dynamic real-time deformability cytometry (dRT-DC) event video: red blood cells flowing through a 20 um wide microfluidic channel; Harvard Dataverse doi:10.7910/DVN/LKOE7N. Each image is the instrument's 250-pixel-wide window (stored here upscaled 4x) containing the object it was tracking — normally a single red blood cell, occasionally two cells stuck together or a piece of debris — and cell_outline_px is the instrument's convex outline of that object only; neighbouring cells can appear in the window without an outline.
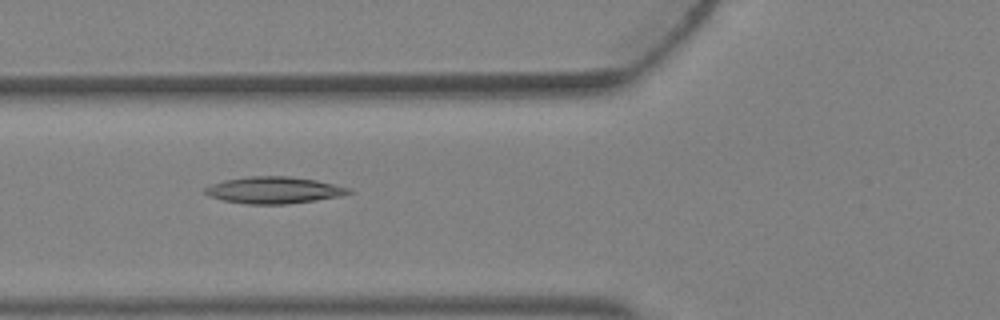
{"species": "Egyptian fruit bat (a non-hibernating species)", "species_latin": "Rousettus aegyptiacus", "temperature_condition": "warm", "stored_images_in_passage": 5, "camera_frame_rate_fps": 3000, "um_per_image_px": 0.085, "animal": {"sex": "female"}, "frame": {"image": 1, "passage_image": 5, "time_ms": 1.333, "image_size_px": [1000, 320], "cell_outline_px": [[352, 192], [344, 196], [288, 204], [244, 204], [224, 200], [208, 196], [204, 192], [204, 188], [212, 184], [224, 180], [248, 176], [288, 176], [316, 180], [352, 188]], "centroid_in_image_um": [23.31, 16.16], "position_along_channel_um": 102.5, "area_um2": 22.54}}